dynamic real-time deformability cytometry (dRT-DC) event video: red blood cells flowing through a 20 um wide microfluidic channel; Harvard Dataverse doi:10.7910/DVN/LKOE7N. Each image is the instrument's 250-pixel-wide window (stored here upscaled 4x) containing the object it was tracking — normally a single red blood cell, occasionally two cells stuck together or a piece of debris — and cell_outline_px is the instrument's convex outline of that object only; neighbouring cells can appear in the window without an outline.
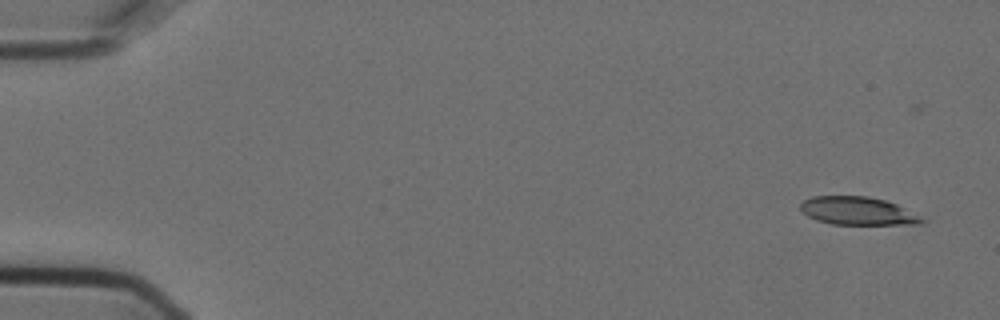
{"species": "Egyptian fruit bat (a non-hibernating species)", "species_latin": "Rousettus aegyptiacus", "temperature_condition": "cold", "stored_images_in_passage": 4, "camera_frame_rate_fps": 3000, "um_per_image_px": 0.085, "animal": {"sex": "female"}, "frame": {"image": 1, "passage_image": 1, "time_ms": 0.0, "image_size_px": [1000, 320], "cell_outline_px": [[928, 220], [920, 224], [832, 224], [816, 220], [808, 216], [800, 208], [800, 204], [804, 200], [812, 196], [868, 196], [884, 200], [896, 204]], "centroid_in_image_um": [72.91, 17.93], "position_along_channel_um": 12.1, "area_um2": 19.77}}
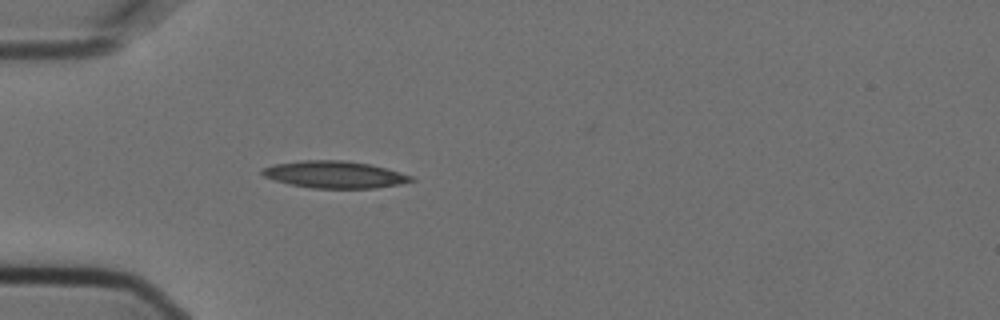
{"frame": {"image": 2, "passage_image": 4, "time_ms": 1.0, "image_size_px": [1000, 320], "cell_outline_px": [[416, 180], [400, 184], [376, 188], [312, 188], [288, 184], [264, 176], [260, 172], [260, 168], [276, 164], [304, 160], [344, 160], [368, 164], [384, 168], [412, 176]], "centroid_in_image_um": [28.41, 14.84], "position_along_channel_um": 56.6, "area_um2": 23.29}}